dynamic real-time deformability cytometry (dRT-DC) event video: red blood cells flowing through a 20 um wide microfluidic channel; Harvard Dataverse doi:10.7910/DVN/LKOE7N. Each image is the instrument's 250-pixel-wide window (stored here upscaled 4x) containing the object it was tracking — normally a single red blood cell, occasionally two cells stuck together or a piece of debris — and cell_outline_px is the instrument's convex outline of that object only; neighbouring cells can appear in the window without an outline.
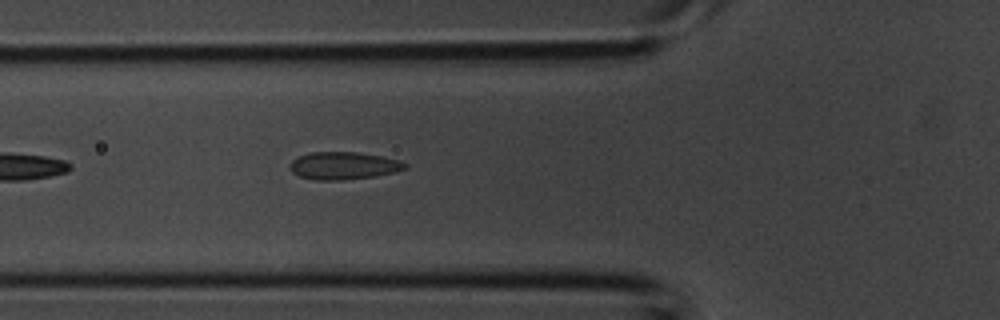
{"species": "common noctule bat (a hibernating species)", "species_latin": "Nyctalus noctula", "temperature_condition": "room temperature", "stored_images_in_passage": 20, "camera_frame_rate_fps": 3000, "um_per_image_px": 0.085, "animal": {"sex": "male", "body_mass_g": 20.1, "forearm_length_mm": 53.5}, "frame": {"image": 1, "passage_image": 12, "time_ms": 3.667, "image_size_px": [1000, 320], "cell_outline_px": [[408, 168], [396, 172], [376, 176], [344, 180], [316, 180], [300, 176], [292, 172], [288, 168], [288, 164], [296, 156], [308, 152], [356, 152], [380, 156], [400, 160], [408, 164]], "centroid_in_image_um": [29.18, 14.08], "position_along_channel_um": 96.6, "area_um2": 18.79}}